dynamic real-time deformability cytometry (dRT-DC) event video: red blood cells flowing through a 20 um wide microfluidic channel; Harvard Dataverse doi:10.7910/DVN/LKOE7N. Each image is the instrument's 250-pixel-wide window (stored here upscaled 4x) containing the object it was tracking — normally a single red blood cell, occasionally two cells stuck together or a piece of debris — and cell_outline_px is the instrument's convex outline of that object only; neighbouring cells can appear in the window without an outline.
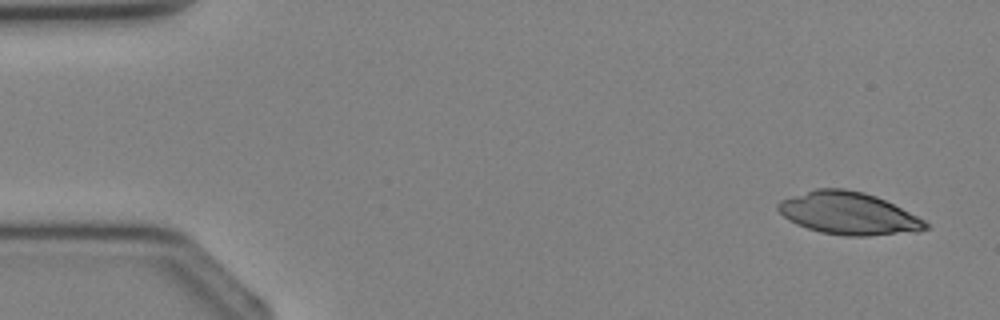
{"species": "Egyptian fruit bat (a non-hibernating species)", "species_latin": "Rousettus aegyptiacus", "temperature_condition": "cold", "stored_images_in_passage": 4, "camera_frame_rate_fps": 3000, "um_per_image_px": 0.085, "animal": {"sex": "female"}, "frame": {"image": 1, "passage_image": 1, "time_ms": 0.0, "image_size_px": [1000, 320], "cell_outline_px": [[928, 228], [916, 232], [868, 236], [844, 236], [820, 232], [796, 224], [788, 220], [776, 208], [776, 204], [780, 200], [816, 188], [844, 188], [864, 192], [876, 196], [924, 220], [928, 224]], "centroid_in_image_um": [72.09, 18.14], "position_along_channel_um": 12.9, "area_um2": 36.36}}